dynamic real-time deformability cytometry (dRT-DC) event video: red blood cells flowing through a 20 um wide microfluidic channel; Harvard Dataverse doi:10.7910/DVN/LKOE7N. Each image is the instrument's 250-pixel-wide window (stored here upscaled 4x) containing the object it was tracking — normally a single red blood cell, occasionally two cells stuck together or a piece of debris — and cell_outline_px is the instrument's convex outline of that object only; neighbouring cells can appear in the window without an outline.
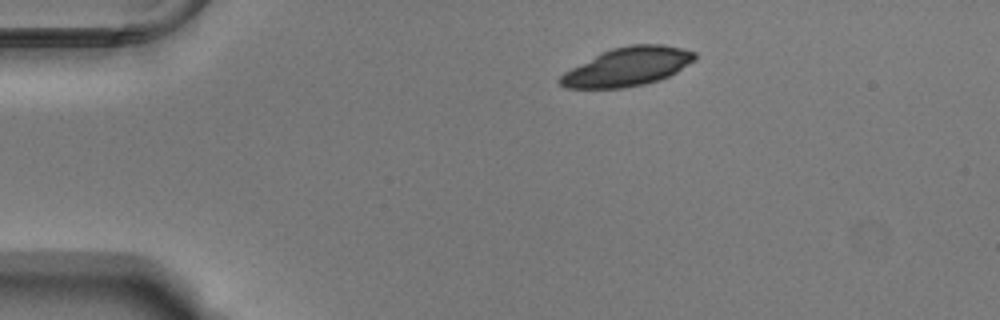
{"species": "Egyptian fruit bat (a non-hibernating species)", "species_latin": "Rousettus aegyptiacus", "temperature_condition": "warm", "stored_images_in_passage": 45, "camera_frame_rate_fps": 3000, "um_per_image_px": 0.085, "animal": {"sex": "male"}, "frame": {"image": 1, "passage_image": 1, "time_ms": 0.0, "image_size_px": [1000, 320], "cell_outline_px": [[696, 60], [676, 72], [660, 80], [644, 84], [624, 88], [568, 88], [560, 84], [556, 80], [564, 72], [612, 48], [632, 44], [664, 44], [696, 52]], "centroid_in_image_um": [53.37, 5.68], "position_along_channel_um": 31.6, "area_um2": 30.06}}
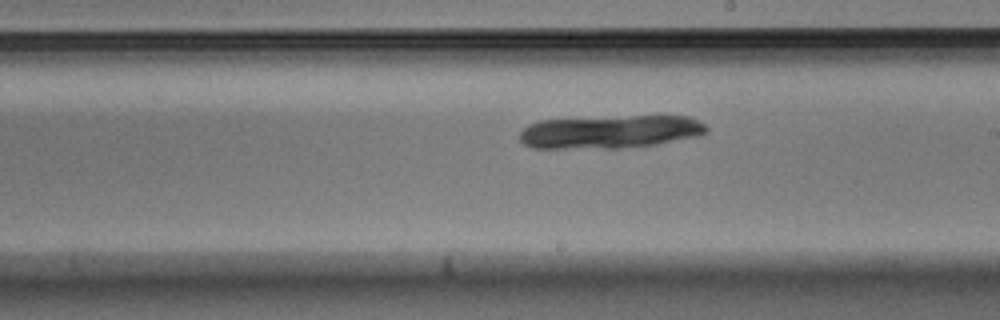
{"frame": {"image": 2, "passage_image": 22, "time_ms": 7.0, "image_size_px": [1000, 320], "cell_outline_px": [[708, 132], [700, 136], [656, 144], [616, 148], [532, 148], [524, 144], [520, 140], [520, 132], [528, 124], [540, 120], [656, 112], [664, 112], [688, 116], [704, 124], [708, 128]], "centroid_in_image_um": [51.96, 11.13], "position_along_channel_um": 237.0, "area_um2": 37.86}}
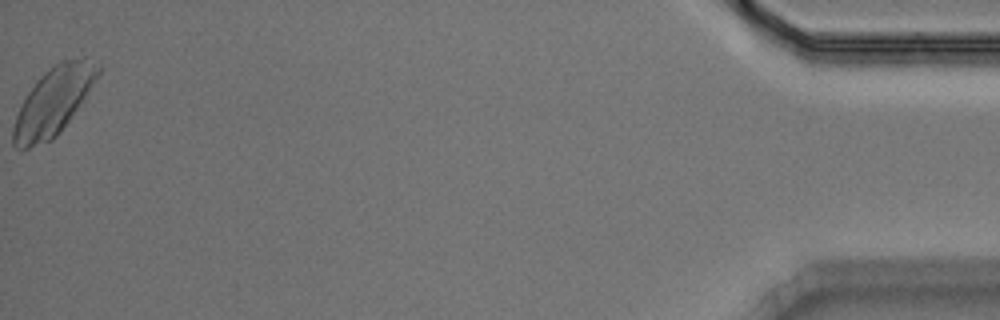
{"frame": {"image": 3, "passage_image": 45, "time_ms": 14.667, "image_size_px": [1000, 320], "cell_outline_px": [[100, 72], [68, 120], [56, 136], [52, 140], [20, 152], [12, 144], [12, 128], [16, 116], [28, 92], [36, 80], [44, 72], [60, 60], [80, 60], [100, 64]], "centroid_in_image_um": [4.44, 8.69], "position_along_channel_um": 430.8, "area_um2": 32.43}}